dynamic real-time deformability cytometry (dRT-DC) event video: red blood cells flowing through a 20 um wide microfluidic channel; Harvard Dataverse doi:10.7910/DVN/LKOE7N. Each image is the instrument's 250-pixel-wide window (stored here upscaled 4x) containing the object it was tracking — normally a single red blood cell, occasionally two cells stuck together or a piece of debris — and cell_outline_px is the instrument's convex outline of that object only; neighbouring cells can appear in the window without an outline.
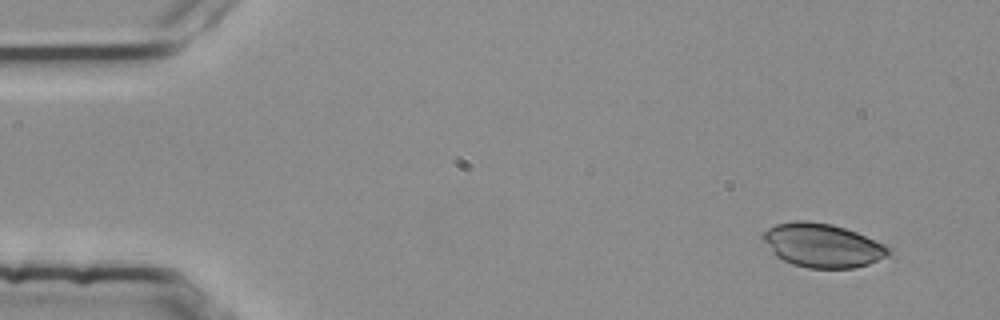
{"species": "common noctule bat (a hibernating species)", "species_latin": "Nyctalus noctula", "temperature_condition": "room temperature", "stored_images_in_passage": 5, "camera_frame_rate_fps": 3000, "um_per_image_px": 0.085, "animal": {"sex": "female", "body_mass_g": 25.1}, "frame": {"image": 1, "passage_image": 5, "time_ms": 1.333, "image_size_px": [1000, 320], "cell_outline_px": [[892, 252], [888, 256], [868, 264], [852, 268], [808, 268], [792, 264], [776, 256], [772, 252], [760, 236], [768, 228], [776, 224], [796, 220], [808, 220], [832, 224], [856, 232], [884, 244], [892, 248]], "centroid_in_image_um": [69.91, 20.85], "position_along_channel_um": 15.1, "area_um2": 32.14}}